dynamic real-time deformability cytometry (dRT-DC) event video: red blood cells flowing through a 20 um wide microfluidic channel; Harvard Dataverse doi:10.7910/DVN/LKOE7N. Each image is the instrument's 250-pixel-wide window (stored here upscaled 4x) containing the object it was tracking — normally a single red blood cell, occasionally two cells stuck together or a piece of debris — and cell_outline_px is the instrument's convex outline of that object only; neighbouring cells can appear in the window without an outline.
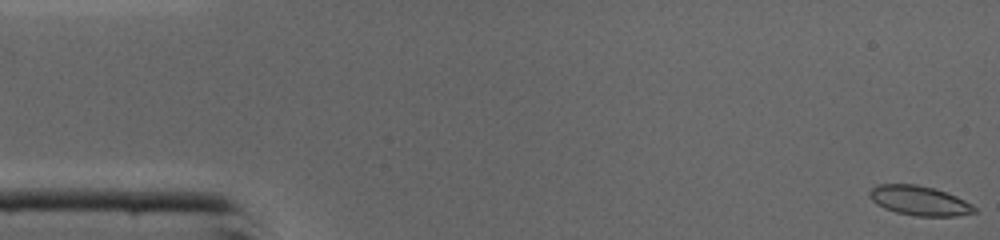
{"species": "common noctule bat (a hibernating species)", "species_latin": "Nyctalus noctula", "temperature_condition": "cold", "stored_images_in_passage": 46, "camera_frame_rate_fps": 3000, "um_per_image_px": 0.085, "animal": {"sex": "male", "body_mass_g": 19.0, "forearm_length_mm": 50.8}, "frame": {"image": 1, "passage_image": 1, "time_ms": 0.0, "image_size_px": [1000, 240], "cell_outline_px": [[976, 212], [956, 216], [916, 216], [896, 212], [884, 208], [876, 204], [868, 196], [868, 192], [876, 184], [916, 184], [932, 188], [956, 196], [972, 204], [976, 208]], "centroid_in_image_um": [78.11, 17.05], "position_along_channel_um": 6.9, "area_um2": 18.03}, "authors_computed_cell_mechanics": {"area_um2": 17.8602, "velocity_mm_per_s": 4.3577, "shape_relaxation_time_tau1_ms": 6.8871, "shape_relaxation_time_tau2_ms": null, "deformation_change_tau1": 0.1128, "deformation_change_tau2": null}}